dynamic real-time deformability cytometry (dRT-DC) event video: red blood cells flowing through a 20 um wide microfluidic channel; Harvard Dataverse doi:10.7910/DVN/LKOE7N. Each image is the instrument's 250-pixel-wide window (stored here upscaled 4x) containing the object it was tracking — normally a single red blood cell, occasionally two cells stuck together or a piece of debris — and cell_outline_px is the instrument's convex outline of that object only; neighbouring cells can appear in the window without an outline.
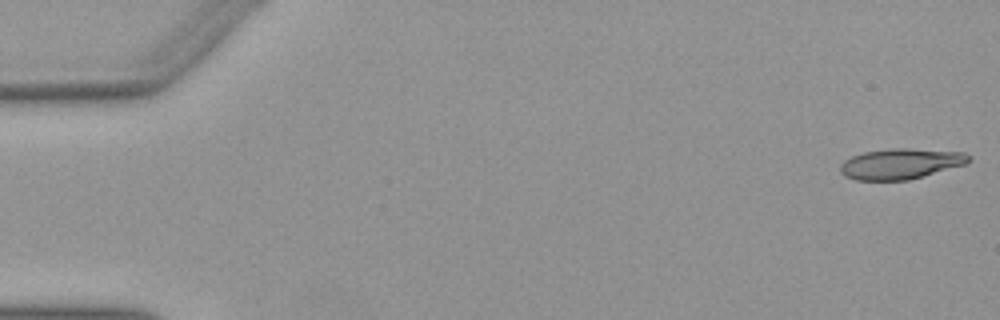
{"species": "Egyptian fruit bat (a non-hibernating species)", "species_latin": "Rousettus aegyptiacus", "temperature_condition": "warm", "stored_images_in_passage": 51, "camera_frame_rate_fps": 3000, "um_per_image_px": 0.085, "animal": {"sex": "female"}, "frame": {"image": 1, "passage_image": 1, "time_ms": 0.0, "image_size_px": [1000, 320], "cell_outline_px": [[972, 160], [964, 164], [908, 180], [856, 180], [844, 176], [840, 172], [840, 164], [844, 160], [852, 156], [864, 152], [892, 148], [904, 148], [964, 152]], "centroid_in_image_um": [76.51, 13.92], "position_along_channel_um": 8.5, "area_um2": 22.66}}
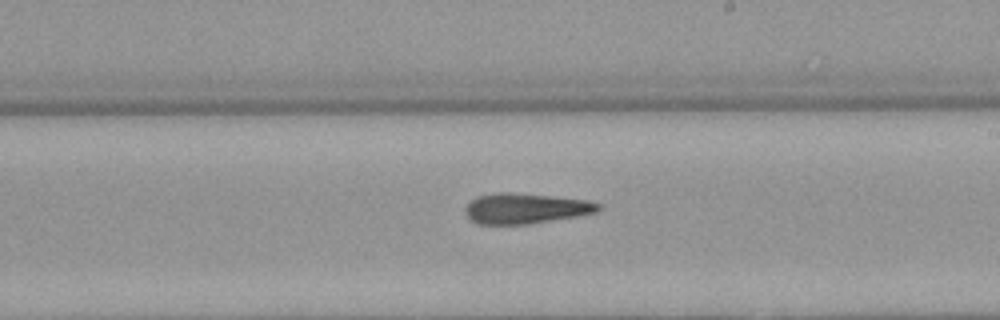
{"frame": {"image": 2, "passage_image": 30, "time_ms": 9.667, "image_size_px": [1000, 320], "cell_outline_px": [[600, 208], [596, 212], [576, 216], [528, 224], [480, 224], [472, 220], [464, 212], [464, 208], [476, 196], [500, 192], [508, 192], [588, 200], [600, 204]], "centroid_in_image_um": [44.64, 17.71], "position_along_channel_um": 244.4, "area_um2": 23.24}}
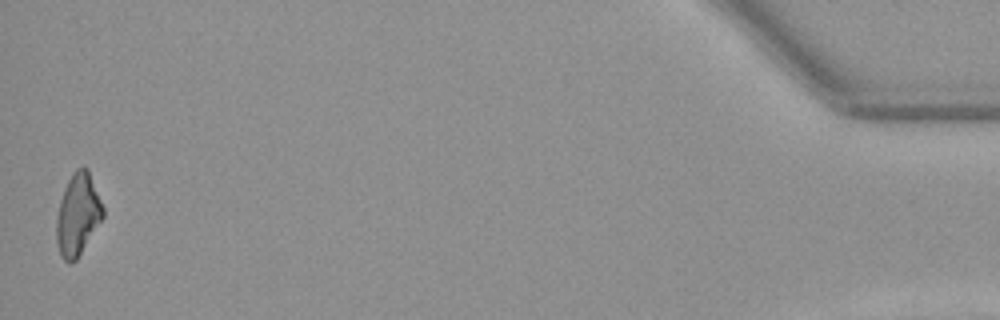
{"frame": {"image": 3, "passage_image": 51, "time_ms": 16.667, "image_size_px": [1000, 320], "cell_outline_px": [[104, 216], [76, 260], [64, 260], [60, 256], [56, 240], [56, 216], [60, 200], [64, 188], [72, 172], [76, 168], [88, 168], [104, 208]], "centroid_in_image_um": [6.6, 18.21], "position_along_channel_um": 428.6, "area_um2": 22.08}, "authors_computed_cell_mechanics": {"area_um2": 23.2356, "velocity_mm_per_s": 3.9572, "shape_relaxation_time_tau1_ms": null, "shape_relaxation_time_tau2_ms": 6.5798, "deformation_change_tau1": null, "deformation_change_tau2": 0.2201}}